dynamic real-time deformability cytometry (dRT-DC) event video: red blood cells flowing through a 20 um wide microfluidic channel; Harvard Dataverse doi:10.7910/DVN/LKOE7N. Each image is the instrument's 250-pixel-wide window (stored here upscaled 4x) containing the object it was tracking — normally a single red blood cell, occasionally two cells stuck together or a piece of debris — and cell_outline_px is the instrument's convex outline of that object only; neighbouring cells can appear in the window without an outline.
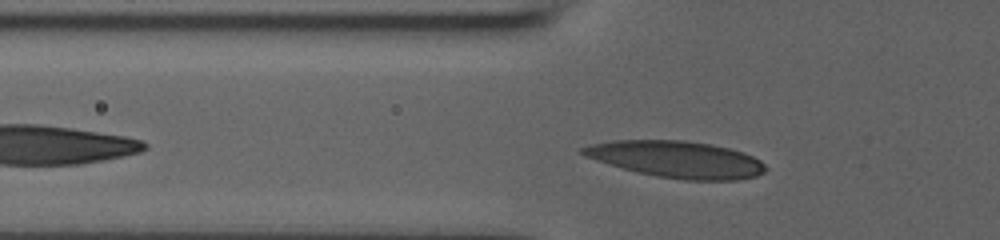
{"species": "human", "species_latin": "Homo sapiens", "temperature_condition": "room temperature", "stored_images_in_passage": 36, "camera_frame_rate_fps": 3000, "um_per_image_px": 0.085, "donor": {"sex": "male"}, "frame": {"image": 1, "passage_image": 9, "time_ms": 2.667, "image_size_px": [1000, 240], "cell_outline_px": [[768, 168], [764, 172], [756, 176], [736, 180], [684, 180], [656, 176], [636, 172], [596, 160], [584, 156], [580, 152], [580, 148], [588, 144], [616, 140], [684, 140], [712, 144], [744, 152], [760, 160]], "centroid_in_image_um": [57.51, 13.54], "position_along_channel_um": 68.3, "area_um2": 39.19}}
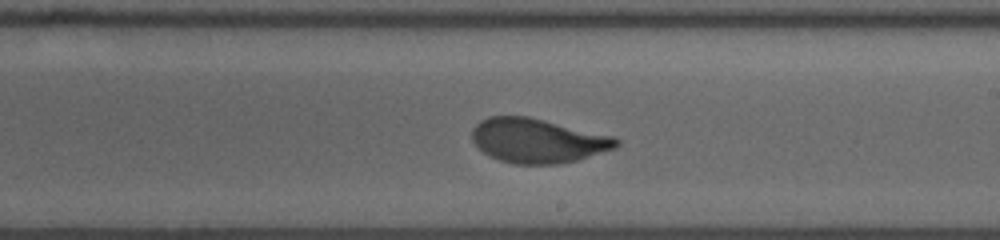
{"frame": {"image": 2, "passage_image": 23, "time_ms": 7.333, "image_size_px": [1000, 240], "cell_outline_px": [[620, 144], [616, 148], [576, 160], [560, 164], [512, 164], [500, 160], [484, 152], [472, 140], [472, 128], [480, 120], [488, 116], [528, 116], [612, 136], [620, 140]], "centroid_in_image_um": [45.69, 11.95], "position_along_channel_um": 243.3, "area_um2": 37.11}}
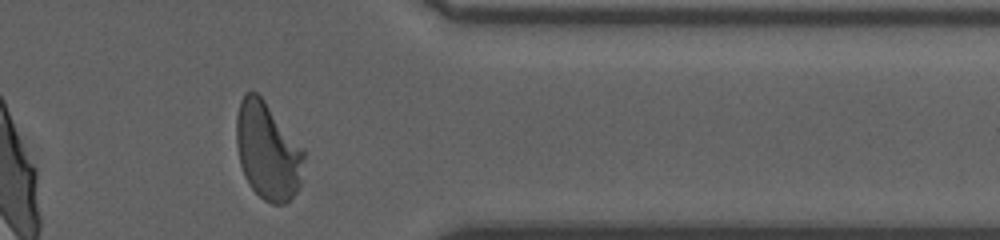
{"frame": {"image": 3, "passage_image": 35, "time_ms": 11.333, "image_size_px": [1000, 240], "cell_outline_px": [[304, 156], [300, 184], [296, 192], [284, 204], [272, 204], [264, 200], [248, 184], [244, 176], [240, 164], [236, 144], [236, 116], [240, 100], [248, 92], [256, 92], [264, 100], [304, 148]], "centroid_in_image_um": [22.74, 12.84], "position_along_channel_um": 388.7, "area_um2": 38.26}, "authors_computed_cell_mechanics": {"area_um2": 37.4544, "velocity_mm_per_s": 3.8334, "shape_relaxation_time_tau1_ms": 4.4032, "shape_relaxation_time_tau2_ms": null, "deformation_change_tau1": 0.2004, "deformation_change_tau2": null}}